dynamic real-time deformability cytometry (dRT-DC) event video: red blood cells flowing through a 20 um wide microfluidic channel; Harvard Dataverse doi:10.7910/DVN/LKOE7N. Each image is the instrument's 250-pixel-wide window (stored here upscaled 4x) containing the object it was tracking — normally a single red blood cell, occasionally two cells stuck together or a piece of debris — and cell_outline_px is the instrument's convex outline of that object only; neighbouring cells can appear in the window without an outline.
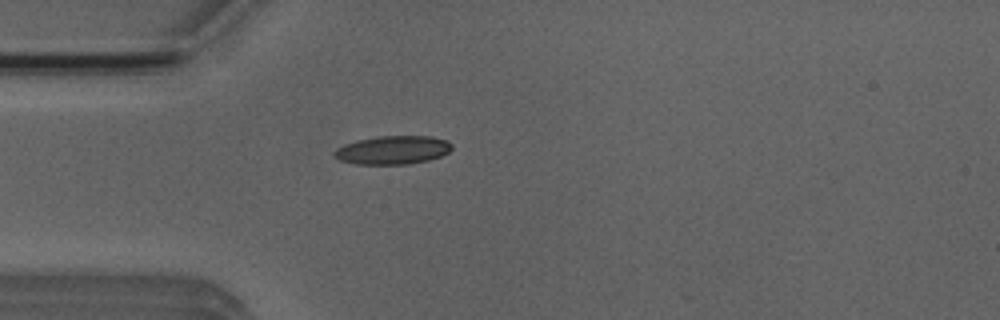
{"species": "Egyptian fruit bat (a non-hibernating species)", "species_latin": "Rousettus aegyptiacus", "temperature_condition": "room temperature", "stored_images_in_passage": 5, "camera_frame_rate_fps": 3000, "um_per_image_px": 0.085, "animal": {"sex": "male"}, "frame": {"image": 1, "passage_image": 5, "time_ms": 4.667, "image_size_px": [1000, 320], "cell_outline_px": [[452, 148], [448, 152], [440, 156], [428, 160], [408, 164], [356, 164], [340, 160], [332, 156], [332, 152], [336, 148], [344, 144], [356, 140], [376, 136], [432, 136], [448, 140], [452, 144]], "centroid_in_image_um": [33.36, 12.74], "position_along_channel_um": 51.6, "area_um2": 19.71}}